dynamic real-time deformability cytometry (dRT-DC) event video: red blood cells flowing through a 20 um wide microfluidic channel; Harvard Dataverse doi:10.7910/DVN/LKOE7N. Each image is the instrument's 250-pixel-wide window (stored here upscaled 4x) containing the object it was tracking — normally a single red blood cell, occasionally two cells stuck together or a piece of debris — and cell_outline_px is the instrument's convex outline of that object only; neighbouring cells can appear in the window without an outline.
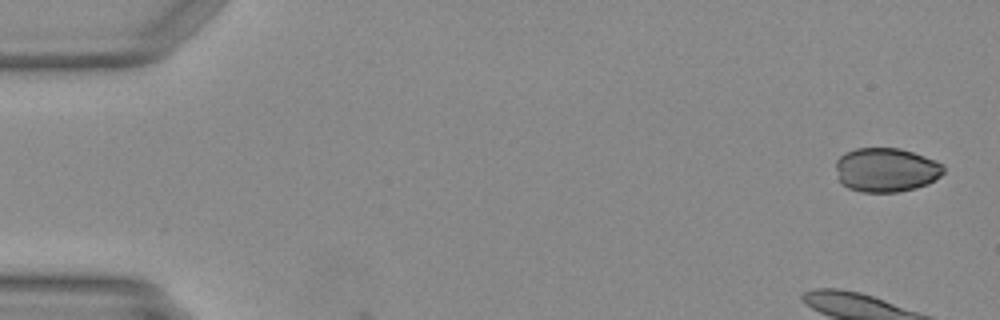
{"species": "Egyptian fruit bat (a non-hibernating species)", "species_latin": "Rousettus aegyptiacus", "temperature_condition": "warm", "stored_images_in_passage": 3, "camera_frame_rate_fps": 3000, "um_per_image_px": 0.085, "animal": {"sex": "female"}, "frame": {"image": 1, "passage_image": 1, "time_ms": 0.0, "image_size_px": [1000, 320], "cell_outline_px": [[944, 172], [940, 176], [928, 184], [916, 188], [900, 192], [860, 192], [848, 188], [840, 180], [836, 168], [836, 160], [844, 152], [856, 148], [900, 148], [912, 152], [944, 164]], "centroid_in_image_um": [75.32, 14.44], "position_along_channel_um": 9.7, "area_um2": 27.74}}